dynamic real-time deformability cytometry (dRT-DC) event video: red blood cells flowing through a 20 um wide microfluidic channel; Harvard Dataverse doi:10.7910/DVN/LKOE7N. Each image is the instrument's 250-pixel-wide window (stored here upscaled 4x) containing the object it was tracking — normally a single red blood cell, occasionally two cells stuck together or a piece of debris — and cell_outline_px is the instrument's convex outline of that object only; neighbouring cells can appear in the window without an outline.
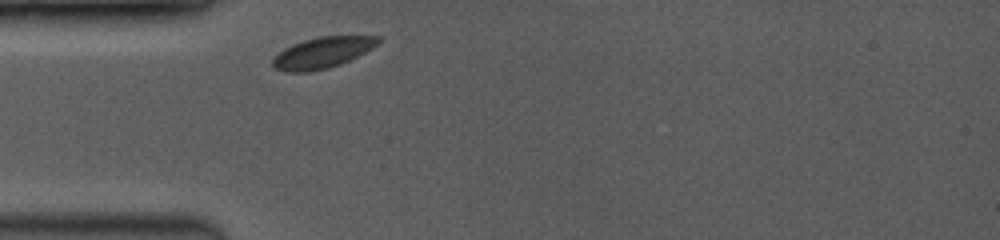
{"species": "common noctule bat (a hibernating species)", "species_latin": "Nyctalus noctula", "temperature_condition": "room temperature", "stored_images_in_passage": 12, "camera_frame_rate_fps": 3500, "um_per_image_px": 0.085, "animal": {"sex": "female", "body_mass_g": 19.0, "forearm_length_mm": 53.3}, "frame": {"image": 1, "passage_image": 1, "time_ms": 0.0, "image_size_px": [1000, 240], "cell_outline_px": [[380, 40], [372, 48], [340, 64], [328, 68], [308, 72], [288, 72], [276, 68], [272, 64], [272, 56], [284, 48], [292, 44], [304, 40], [320, 36], [380, 36]], "centroid_in_image_um": [27.35, 4.47], "position_along_channel_um": 57.6, "area_um2": 18.9}}
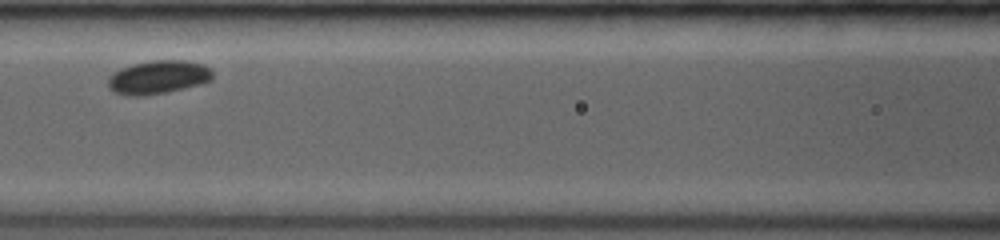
{"frame": {"image": 2, "passage_image": 6, "time_ms": 2.571, "image_size_px": [1000, 240], "cell_outline_px": [[212, 80], [200, 84], [184, 88], [144, 96], [128, 96], [112, 92], [108, 88], [108, 80], [120, 68], [132, 64], [152, 60], [184, 60], [204, 64], [212, 72]], "centroid_in_image_um": [13.43, 6.56], "position_along_channel_um": 153.2, "area_um2": 20.35}}
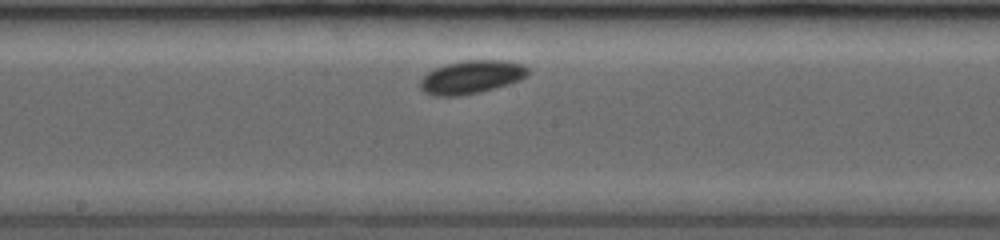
{"frame": {"image": 3, "passage_image": 9, "time_ms": 4.0, "image_size_px": [1000, 240], "cell_outline_px": [[528, 72], [520, 80], [508, 84], [480, 92], [456, 96], [432, 96], [424, 92], [420, 88], [420, 80], [428, 72], [436, 68], [448, 64], [464, 60], [504, 60], [524, 64], [528, 68]], "centroid_in_image_um": [40.06, 6.55], "position_along_channel_um": 208.1, "area_um2": 20.75}}